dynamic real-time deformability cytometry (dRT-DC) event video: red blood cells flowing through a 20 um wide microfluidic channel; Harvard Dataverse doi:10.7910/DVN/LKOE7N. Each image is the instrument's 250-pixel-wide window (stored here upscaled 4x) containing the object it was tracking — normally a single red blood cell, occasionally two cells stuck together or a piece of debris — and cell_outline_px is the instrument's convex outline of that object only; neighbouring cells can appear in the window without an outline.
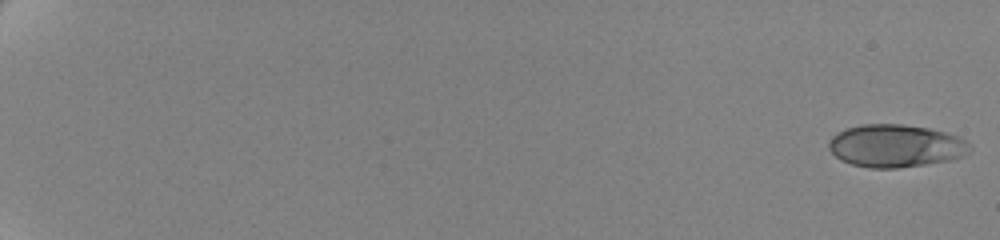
{"species": "human", "species_latin": "Homo sapiens", "temperature_condition": "cold", "stored_images_in_passage": 61, "camera_frame_rate_fps": 3000, "um_per_image_px": 0.085, "donor": {"sex": "female"}, "frame": {"image": 1, "passage_image": 1, "time_ms": 0.0, "image_size_px": [1000, 240], "cell_outline_px": [[972, 148], [960, 156], [948, 160], [924, 164], [896, 168], [868, 168], [852, 164], [840, 160], [828, 148], [828, 144], [832, 136], [848, 128], [864, 124], [900, 124], [928, 128], [944, 132], [956, 136], [972, 144]], "centroid_in_image_um": [76.1, 12.4], "position_along_channel_um": 8.9, "area_um2": 34.68}}
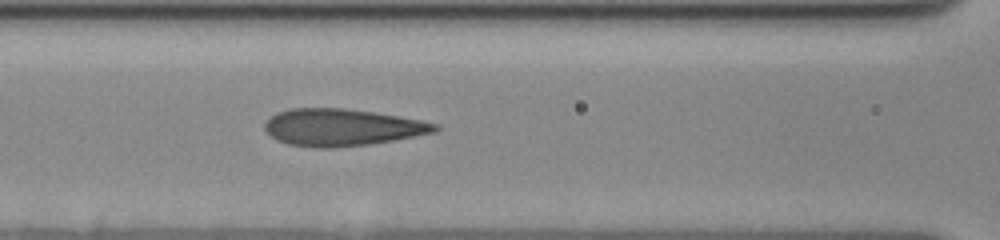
{"frame": {"image": 2, "passage_image": 31, "time_ms": 10.0, "image_size_px": [1000, 240], "cell_outline_px": [[440, 128], [436, 132], [392, 140], [368, 144], [332, 148], [316, 148], [288, 144], [276, 140], [264, 128], [264, 124], [276, 112], [288, 108], [344, 108], [376, 112], [420, 120], [440, 124]], "centroid_in_image_um": [29.06, 10.82], "position_along_channel_um": 137.5, "area_um2": 36.76}}
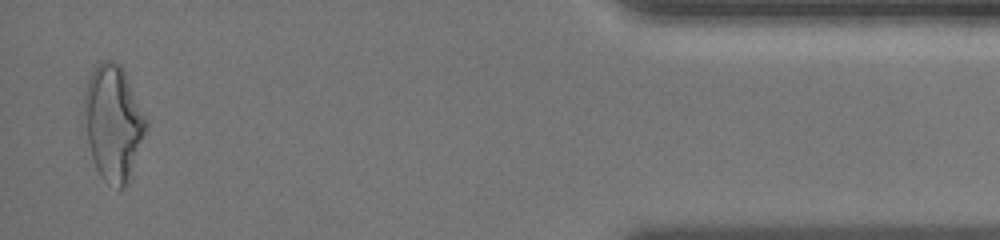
{"frame": {"image": 3, "passage_image": 60, "time_ms": 19.667, "image_size_px": [1000, 240], "cell_outline_px": [[148, 128], [128, 184], [124, 188], [120, 188], [104, 180], [100, 176], [96, 168], [92, 156], [88, 140], [84, 108], [84, 96], [88, 80], [96, 64], [100, 60], [112, 60], [120, 64], [124, 68], [148, 120]], "centroid_in_image_um": [9.67, 10.41], "position_along_channel_um": 425.5, "area_um2": 41.79}, "authors_computed_cell_mechanics": {"area_um2": 35.7204, "velocity_mm_per_s": 3.5061, "shape_relaxation_time_tau1_ms": 5.1447, "shape_relaxation_time_tau2_ms": 1.1364, "deformation_change_tau1": 0.1805, "deformation_change_tau2": 0.1017}}